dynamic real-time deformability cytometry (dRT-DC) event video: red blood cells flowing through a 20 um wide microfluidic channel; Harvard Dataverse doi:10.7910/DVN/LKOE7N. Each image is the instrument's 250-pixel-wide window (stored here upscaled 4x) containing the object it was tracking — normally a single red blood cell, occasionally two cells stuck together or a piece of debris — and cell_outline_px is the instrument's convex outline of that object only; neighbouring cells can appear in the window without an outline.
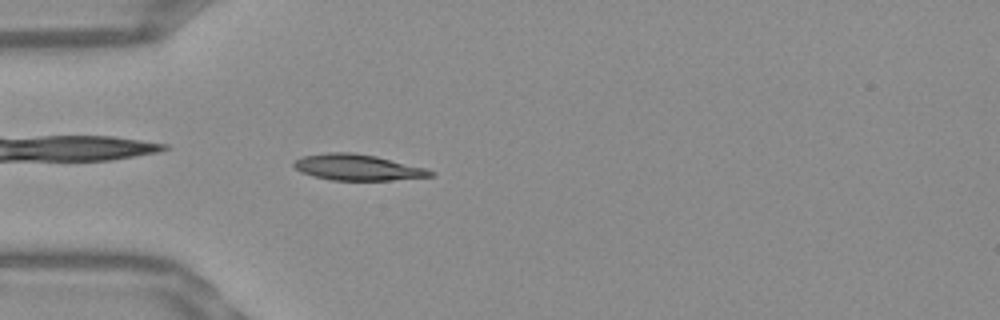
{"species": "Egyptian fruit bat (a non-hibernating species)", "species_latin": "Rousettus aegyptiacus", "temperature_condition": "warm", "stored_images_in_passage": 52, "camera_frame_rate_fps": 3000, "um_per_image_px": 0.085, "frame": {"image": 1, "passage_image": 15, "time_ms": 4.667, "image_size_px": [1000, 320], "cell_outline_px": [[436, 172], [432, 176], [392, 180], [332, 180], [312, 176], [300, 172], [292, 164], [296, 160], [304, 156], [328, 152], [352, 152], [376, 156], [424, 168]], "centroid_in_image_um": [30.37, 14.23], "position_along_channel_um": 54.6, "area_um2": 20.52}}
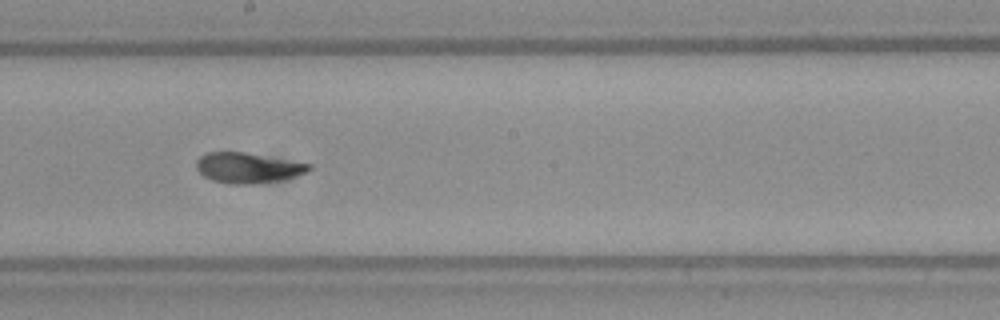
{"frame": {"image": 2, "passage_image": 29, "time_ms": 9.333, "image_size_px": [1000, 320], "cell_outline_px": [[312, 168], [308, 172], [280, 180], [252, 184], [228, 184], [212, 180], [204, 176], [196, 168], [196, 160], [200, 156], [208, 152], [244, 152], [312, 164]], "centroid_in_image_um": [21.06, 14.26], "position_along_channel_um": 227.1, "area_um2": 19.88}}
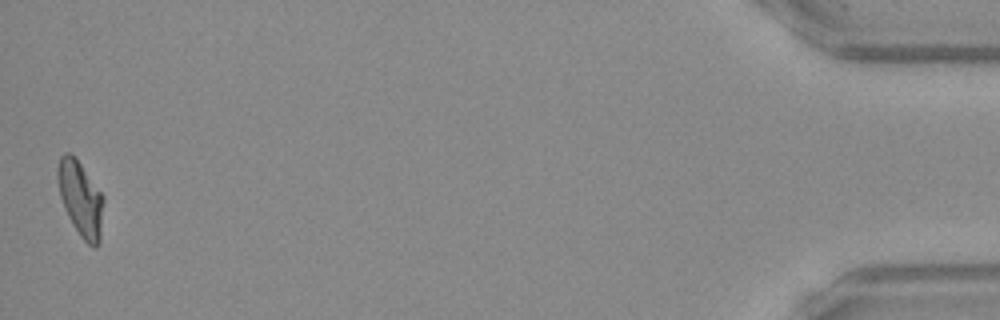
{"frame": {"image": 3, "passage_image": 52, "time_ms": 17.0, "image_size_px": [1000, 320], "cell_outline_px": [[104, 200], [100, 244], [96, 248], [92, 248], [80, 236], [72, 224], [64, 208], [60, 196], [56, 176], [56, 168], [60, 156], [64, 152], [68, 152], [80, 164], [104, 196]], "centroid_in_image_um": [6.85, 16.93], "position_along_channel_um": 428.4, "area_um2": 20.23}, "authors_computed_cell_mechanics": {"area_um2": 19.8832, "velocity_mm_per_s": 3.8261, "shape_relaxation_time_tau1_ms": 4.7205, "shape_relaxation_time_tau2_ms": 0.7816, "deformation_change_tau1": 0.2024, "deformation_change_tau2": 0.0676}}